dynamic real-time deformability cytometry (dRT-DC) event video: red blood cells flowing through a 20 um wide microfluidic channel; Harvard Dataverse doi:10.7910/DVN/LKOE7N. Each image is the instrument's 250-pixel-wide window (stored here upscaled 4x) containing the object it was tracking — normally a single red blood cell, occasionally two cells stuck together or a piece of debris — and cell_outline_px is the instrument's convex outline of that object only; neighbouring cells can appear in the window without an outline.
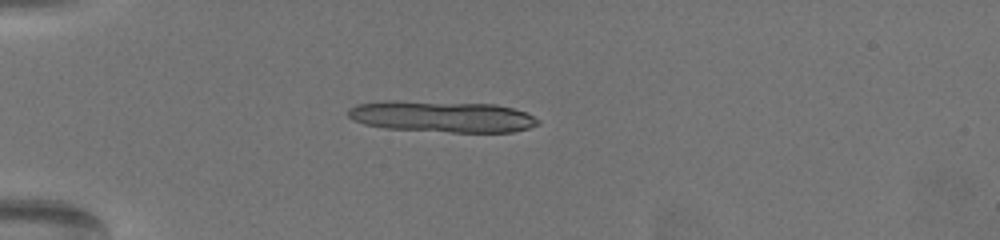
{"species": "common noctule bat (a hibernating species)", "species_latin": "Nyctalus noctula", "temperature_condition": "warm", "stored_images_in_passage": 32, "camera_frame_rate_fps": 3000, "um_per_image_px": 0.085, "animal": {"sex": "female", "body_mass_g": 19.5, "forearm_length_mm": 54.1}, "frame": {"image": 1, "passage_image": 19, "time_ms": 6.0, "image_size_px": [1000, 240], "cell_outline_px": [[540, 124], [528, 128], [512, 132], [452, 132], [384, 128], [364, 124], [352, 120], [348, 116], [348, 108], [356, 104], [384, 100], [400, 100], [496, 104], [512, 108], [524, 112], [540, 120]], "centroid_in_image_um": [37.52, 9.9], "position_along_channel_um": 47.5, "area_um2": 34.97}}